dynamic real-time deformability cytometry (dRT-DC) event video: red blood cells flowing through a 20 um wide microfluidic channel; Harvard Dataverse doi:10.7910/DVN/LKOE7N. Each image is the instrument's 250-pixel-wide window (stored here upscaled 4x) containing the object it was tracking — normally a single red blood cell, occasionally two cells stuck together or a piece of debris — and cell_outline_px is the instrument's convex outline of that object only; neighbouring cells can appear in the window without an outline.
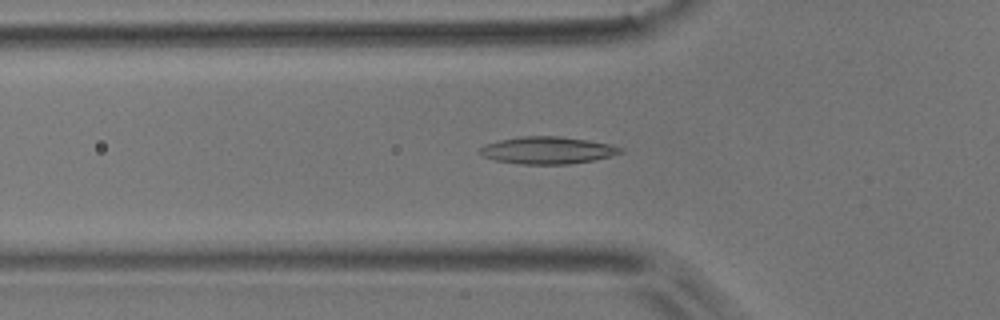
{"species": "common noctule bat (a hibernating species)", "species_latin": "Nyctalus noctula", "temperature_condition": "room temperature", "stored_images_in_passage": 53, "camera_frame_rate_fps": 3000, "um_per_image_px": 0.085, "animal": {"sex": "male", "body_mass_g": 17.9}, "frame": {"image": 1, "passage_image": 17, "time_ms": 5.333, "image_size_px": [1000, 320], "cell_outline_px": [[624, 152], [592, 160], [568, 164], [524, 164], [496, 160], [480, 156], [476, 152], [484, 144], [500, 140], [520, 136], [560, 136], [588, 140], [608, 144], [624, 148]], "centroid_in_image_um": [46.48, 12.77], "position_along_channel_um": 79.3, "area_um2": 22.25}}
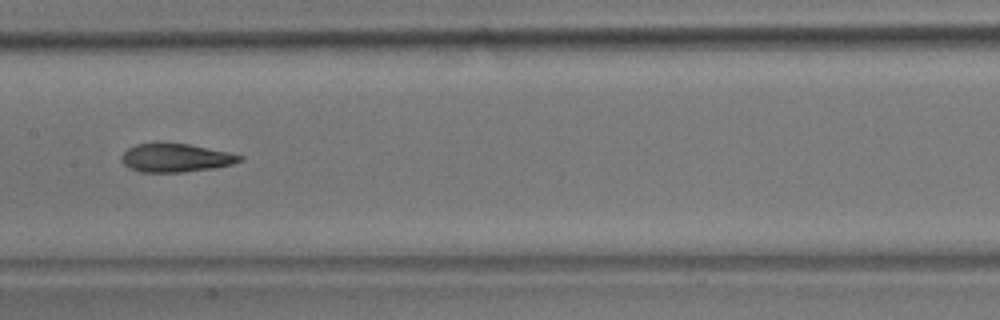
{"frame": {"image": 2, "passage_image": 26, "time_ms": 8.333, "image_size_px": [1000, 320], "cell_outline_px": [[244, 156], [240, 160], [232, 164], [216, 168], [184, 172], [140, 172], [128, 168], [120, 160], [120, 156], [128, 148], [136, 144], [156, 140], [188, 144], [228, 152]], "centroid_in_image_um": [14.86, 13.39], "position_along_channel_um": 192.5, "area_um2": 20.17}}
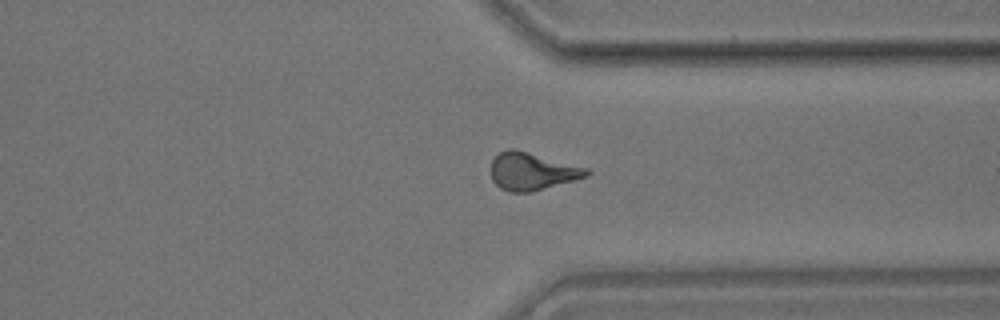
{"frame": {"image": 3, "passage_image": 40, "time_ms": 13.0, "image_size_px": [1000, 320], "cell_outline_px": [[592, 172], [588, 176], [532, 192], [508, 192], [500, 188], [492, 180], [492, 160], [500, 152], [508, 148], [516, 148], [588, 168]], "centroid_in_image_um": [45.24, 14.56], "position_along_channel_um": 366.2, "area_um2": 21.04}, "authors_computed_cell_mechanics": {"area_um2": 20.1722, "velocity_mm_per_s": 3.7334, "shape_relaxation_time_tau1_ms": 6.337, "shape_relaxation_time_tau2_ms": 2.4735, "deformation_change_tau1": 0.1876, "deformation_change_tau2": 0.1115}}